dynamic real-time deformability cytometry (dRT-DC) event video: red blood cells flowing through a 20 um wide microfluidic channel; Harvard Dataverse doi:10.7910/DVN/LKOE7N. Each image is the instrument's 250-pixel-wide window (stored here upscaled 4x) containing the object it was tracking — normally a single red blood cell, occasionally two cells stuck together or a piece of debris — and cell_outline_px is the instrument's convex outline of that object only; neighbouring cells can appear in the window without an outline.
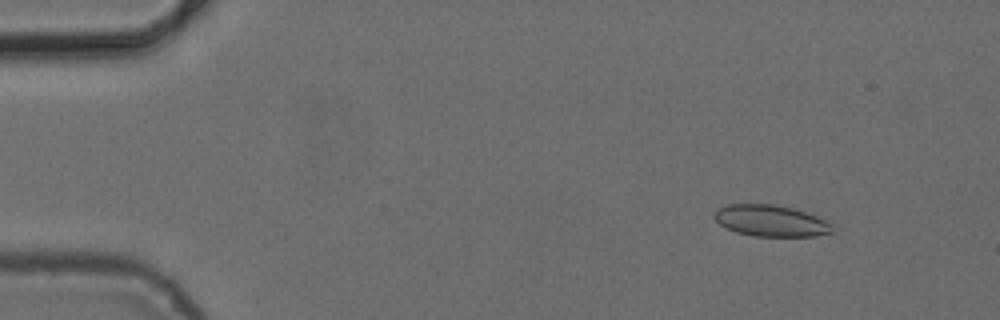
{"species": "common noctule bat (a hibernating species)", "species_latin": "Nyctalus noctula", "temperature_condition": "cold", "stored_images_in_passage": 4, "camera_frame_rate_fps": 3000, "um_per_image_px": 0.085, "animal": {"sex": "female", "body_mass_g": 24.6, "forearm_length_mm": 56.2}, "frame": {"image": 1, "passage_image": 2, "time_ms": 1.0, "image_size_px": [1000, 320], "cell_outline_px": [[832, 232], [816, 236], [752, 236], [736, 232], [720, 224], [712, 216], [716, 208], [728, 204], [776, 204], [792, 208], [816, 216], [832, 224]], "centroid_in_image_um": [65.47, 18.76], "position_along_channel_um": 19.5, "area_um2": 21.56}}
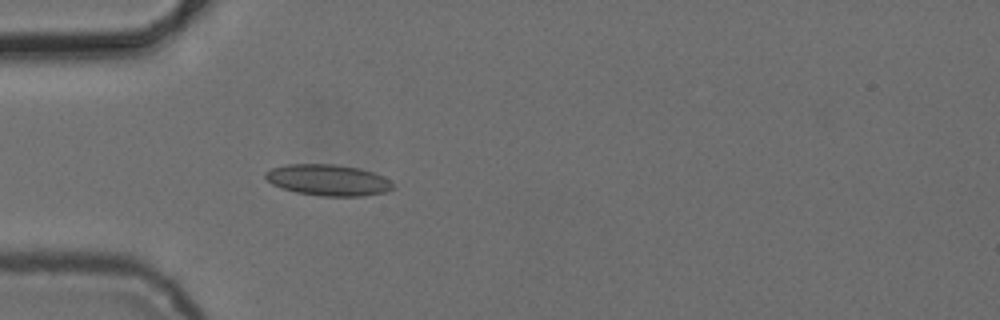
{"frame": {"image": 2, "passage_image": 4, "time_ms": 4.333, "image_size_px": [1000, 320], "cell_outline_px": [[396, 184], [388, 192], [364, 196], [320, 196], [296, 192], [272, 184], [264, 176], [264, 172], [272, 168], [284, 164], [332, 164], [360, 168], [384, 176], [392, 180]], "centroid_in_image_um": [27.93, 15.3], "position_along_channel_um": 57.1, "area_um2": 23.41}}